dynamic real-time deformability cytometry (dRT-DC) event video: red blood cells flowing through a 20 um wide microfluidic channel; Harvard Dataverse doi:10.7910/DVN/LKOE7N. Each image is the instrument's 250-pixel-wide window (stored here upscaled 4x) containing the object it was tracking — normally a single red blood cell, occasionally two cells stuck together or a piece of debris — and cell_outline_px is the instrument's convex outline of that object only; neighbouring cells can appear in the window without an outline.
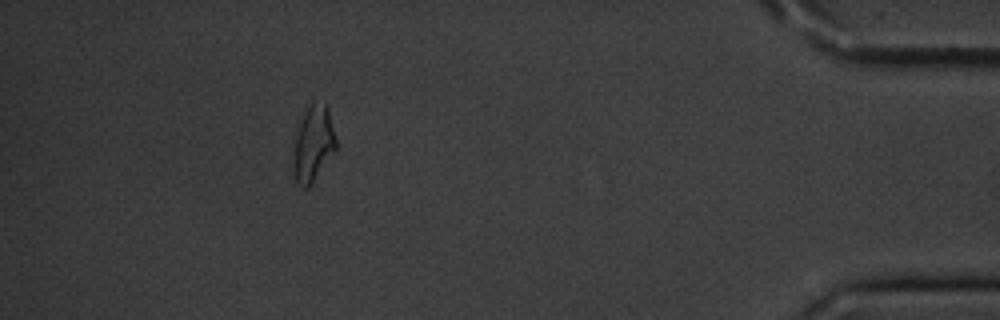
{"species": "common noctule bat (a hibernating species)", "species_latin": "Nyctalus noctula", "temperature_condition": "cold", "stored_images_in_passage": 15, "segment_of_instrument_passage": [2, 2], "camera_frame_rate_fps": 3000, "um_per_image_px": 0.085, "animal": {"sex": "male", "body_mass_g": 20.1, "forearm_length_mm": 53.5}, "frame": {"image": 1, "passage_image": 15, "time_ms": 18.0, "image_size_px": [1000, 320], "cell_outline_px": [[336, 148], [308, 188], [304, 188], [296, 184], [292, 168], [292, 164], [296, 136], [300, 124], [312, 100], [324, 100], [328, 108], [336, 136]], "centroid_in_image_um": [26.63, 12.2], "position_along_channel_um": 408.6, "area_um2": 18.73}}